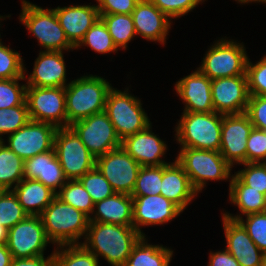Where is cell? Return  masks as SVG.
I'll list each match as a JSON object with an SVG mask.
<instances>
[{
  "mask_svg": "<svg viewBox=\"0 0 266 266\" xmlns=\"http://www.w3.org/2000/svg\"><path fill=\"white\" fill-rule=\"evenodd\" d=\"M169 18L181 17L194 9L204 0H150Z\"/></svg>",
  "mask_w": 266,
  "mask_h": 266,
  "instance_id": "f6af8a7d",
  "label": "cell"
},
{
  "mask_svg": "<svg viewBox=\"0 0 266 266\" xmlns=\"http://www.w3.org/2000/svg\"><path fill=\"white\" fill-rule=\"evenodd\" d=\"M246 114L254 128L266 131V96L250 95Z\"/></svg>",
  "mask_w": 266,
  "mask_h": 266,
  "instance_id": "bcb514c9",
  "label": "cell"
},
{
  "mask_svg": "<svg viewBox=\"0 0 266 266\" xmlns=\"http://www.w3.org/2000/svg\"><path fill=\"white\" fill-rule=\"evenodd\" d=\"M88 45L95 52L105 54L118 51L104 22L99 18L85 33L84 38L75 47Z\"/></svg>",
  "mask_w": 266,
  "mask_h": 266,
  "instance_id": "836d02e7",
  "label": "cell"
},
{
  "mask_svg": "<svg viewBox=\"0 0 266 266\" xmlns=\"http://www.w3.org/2000/svg\"><path fill=\"white\" fill-rule=\"evenodd\" d=\"M106 25L115 46L126 49L127 44L136 36L131 14H99Z\"/></svg>",
  "mask_w": 266,
  "mask_h": 266,
  "instance_id": "4dcf8cb0",
  "label": "cell"
},
{
  "mask_svg": "<svg viewBox=\"0 0 266 266\" xmlns=\"http://www.w3.org/2000/svg\"><path fill=\"white\" fill-rule=\"evenodd\" d=\"M57 127L45 122L30 120L8 136V148L26 160L54 149Z\"/></svg>",
  "mask_w": 266,
  "mask_h": 266,
  "instance_id": "5bb4252c",
  "label": "cell"
},
{
  "mask_svg": "<svg viewBox=\"0 0 266 266\" xmlns=\"http://www.w3.org/2000/svg\"><path fill=\"white\" fill-rule=\"evenodd\" d=\"M97 208L95 217L89 221L111 223L114 225L133 226V200L131 195L114 193L94 204Z\"/></svg>",
  "mask_w": 266,
  "mask_h": 266,
  "instance_id": "484cf974",
  "label": "cell"
},
{
  "mask_svg": "<svg viewBox=\"0 0 266 266\" xmlns=\"http://www.w3.org/2000/svg\"><path fill=\"white\" fill-rule=\"evenodd\" d=\"M13 256L6 244H0V266H10Z\"/></svg>",
  "mask_w": 266,
  "mask_h": 266,
  "instance_id": "f907efd6",
  "label": "cell"
},
{
  "mask_svg": "<svg viewBox=\"0 0 266 266\" xmlns=\"http://www.w3.org/2000/svg\"><path fill=\"white\" fill-rule=\"evenodd\" d=\"M229 186L230 201L242 215L266 212V195L245 185L236 175H232Z\"/></svg>",
  "mask_w": 266,
  "mask_h": 266,
  "instance_id": "83f0119b",
  "label": "cell"
},
{
  "mask_svg": "<svg viewBox=\"0 0 266 266\" xmlns=\"http://www.w3.org/2000/svg\"><path fill=\"white\" fill-rule=\"evenodd\" d=\"M25 101L30 120L67 127L65 87L27 86Z\"/></svg>",
  "mask_w": 266,
  "mask_h": 266,
  "instance_id": "30bf717a",
  "label": "cell"
},
{
  "mask_svg": "<svg viewBox=\"0 0 266 266\" xmlns=\"http://www.w3.org/2000/svg\"><path fill=\"white\" fill-rule=\"evenodd\" d=\"M99 14H132L139 0H96Z\"/></svg>",
  "mask_w": 266,
  "mask_h": 266,
  "instance_id": "7dc6e473",
  "label": "cell"
},
{
  "mask_svg": "<svg viewBox=\"0 0 266 266\" xmlns=\"http://www.w3.org/2000/svg\"><path fill=\"white\" fill-rule=\"evenodd\" d=\"M223 114L216 112H183L176 127L177 141L182 147L220 150Z\"/></svg>",
  "mask_w": 266,
  "mask_h": 266,
  "instance_id": "277c9868",
  "label": "cell"
},
{
  "mask_svg": "<svg viewBox=\"0 0 266 266\" xmlns=\"http://www.w3.org/2000/svg\"><path fill=\"white\" fill-rule=\"evenodd\" d=\"M70 127L95 158L121 146V140L105 111L74 122Z\"/></svg>",
  "mask_w": 266,
  "mask_h": 266,
  "instance_id": "8fae6325",
  "label": "cell"
},
{
  "mask_svg": "<svg viewBox=\"0 0 266 266\" xmlns=\"http://www.w3.org/2000/svg\"><path fill=\"white\" fill-rule=\"evenodd\" d=\"M78 180L89 193L94 204L115 193L111 184L96 166Z\"/></svg>",
  "mask_w": 266,
  "mask_h": 266,
  "instance_id": "74e56055",
  "label": "cell"
},
{
  "mask_svg": "<svg viewBox=\"0 0 266 266\" xmlns=\"http://www.w3.org/2000/svg\"><path fill=\"white\" fill-rule=\"evenodd\" d=\"M27 216L28 213L20 205L13 190H2L0 193V224L9 230Z\"/></svg>",
  "mask_w": 266,
  "mask_h": 266,
  "instance_id": "e575fe53",
  "label": "cell"
},
{
  "mask_svg": "<svg viewBox=\"0 0 266 266\" xmlns=\"http://www.w3.org/2000/svg\"><path fill=\"white\" fill-rule=\"evenodd\" d=\"M56 197L62 202L82 211L89 218L91 217L90 214L95 212L91 196L78 179L67 180V182L56 193Z\"/></svg>",
  "mask_w": 266,
  "mask_h": 266,
  "instance_id": "1f68e13d",
  "label": "cell"
},
{
  "mask_svg": "<svg viewBox=\"0 0 266 266\" xmlns=\"http://www.w3.org/2000/svg\"><path fill=\"white\" fill-rule=\"evenodd\" d=\"M132 19L136 35L151 41L165 43L170 29V18L150 0H139L133 10Z\"/></svg>",
  "mask_w": 266,
  "mask_h": 266,
  "instance_id": "44dd1931",
  "label": "cell"
},
{
  "mask_svg": "<svg viewBox=\"0 0 266 266\" xmlns=\"http://www.w3.org/2000/svg\"><path fill=\"white\" fill-rule=\"evenodd\" d=\"M20 21L46 51L72 50L75 47L68 41L53 9H43L35 4L22 1Z\"/></svg>",
  "mask_w": 266,
  "mask_h": 266,
  "instance_id": "52a82bcc",
  "label": "cell"
},
{
  "mask_svg": "<svg viewBox=\"0 0 266 266\" xmlns=\"http://www.w3.org/2000/svg\"><path fill=\"white\" fill-rule=\"evenodd\" d=\"M237 1H239L240 3H248V2H256V1L266 3V0H237Z\"/></svg>",
  "mask_w": 266,
  "mask_h": 266,
  "instance_id": "f5cc1de1",
  "label": "cell"
},
{
  "mask_svg": "<svg viewBox=\"0 0 266 266\" xmlns=\"http://www.w3.org/2000/svg\"><path fill=\"white\" fill-rule=\"evenodd\" d=\"M249 60L246 66L249 95L266 96V56L254 65Z\"/></svg>",
  "mask_w": 266,
  "mask_h": 266,
  "instance_id": "b9f144b4",
  "label": "cell"
},
{
  "mask_svg": "<svg viewBox=\"0 0 266 266\" xmlns=\"http://www.w3.org/2000/svg\"><path fill=\"white\" fill-rule=\"evenodd\" d=\"M253 124L246 113L223 115L220 154L233 163H246L247 139Z\"/></svg>",
  "mask_w": 266,
  "mask_h": 266,
  "instance_id": "9a60e30c",
  "label": "cell"
},
{
  "mask_svg": "<svg viewBox=\"0 0 266 266\" xmlns=\"http://www.w3.org/2000/svg\"><path fill=\"white\" fill-rule=\"evenodd\" d=\"M18 80L26 77L0 80V109L22 105L26 100L27 85H19Z\"/></svg>",
  "mask_w": 266,
  "mask_h": 266,
  "instance_id": "ab89813d",
  "label": "cell"
},
{
  "mask_svg": "<svg viewBox=\"0 0 266 266\" xmlns=\"http://www.w3.org/2000/svg\"><path fill=\"white\" fill-rule=\"evenodd\" d=\"M99 76H82L65 87L67 127L79 120L105 111L107 95L112 88Z\"/></svg>",
  "mask_w": 266,
  "mask_h": 266,
  "instance_id": "7a4b0ae2",
  "label": "cell"
},
{
  "mask_svg": "<svg viewBox=\"0 0 266 266\" xmlns=\"http://www.w3.org/2000/svg\"><path fill=\"white\" fill-rule=\"evenodd\" d=\"M46 235L50 242L59 245L80 244L77 242L86 236L89 217L73 206L55 197L40 214Z\"/></svg>",
  "mask_w": 266,
  "mask_h": 266,
  "instance_id": "3957f363",
  "label": "cell"
},
{
  "mask_svg": "<svg viewBox=\"0 0 266 266\" xmlns=\"http://www.w3.org/2000/svg\"><path fill=\"white\" fill-rule=\"evenodd\" d=\"M213 107L223 115L246 113L249 92L246 75L211 80Z\"/></svg>",
  "mask_w": 266,
  "mask_h": 266,
  "instance_id": "2e32d148",
  "label": "cell"
},
{
  "mask_svg": "<svg viewBox=\"0 0 266 266\" xmlns=\"http://www.w3.org/2000/svg\"><path fill=\"white\" fill-rule=\"evenodd\" d=\"M54 149L67 180L79 179L96 165V158L71 127L57 129Z\"/></svg>",
  "mask_w": 266,
  "mask_h": 266,
  "instance_id": "ba28073f",
  "label": "cell"
},
{
  "mask_svg": "<svg viewBox=\"0 0 266 266\" xmlns=\"http://www.w3.org/2000/svg\"><path fill=\"white\" fill-rule=\"evenodd\" d=\"M161 183L162 165L141 167L131 196L160 195Z\"/></svg>",
  "mask_w": 266,
  "mask_h": 266,
  "instance_id": "8d00e7d4",
  "label": "cell"
},
{
  "mask_svg": "<svg viewBox=\"0 0 266 266\" xmlns=\"http://www.w3.org/2000/svg\"><path fill=\"white\" fill-rule=\"evenodd\" d=\"M20 53L2 44L0 39V80L21 78L24 76V66Z\"/></svg>",
  "mask_w": 266,
  "mask_h": 266,
  "instance_id": "60d3db41",
  "label": "cell"
},
{
  "mask_svg": "<svg viewBox=\"0 0 266 266\" xmlns=\"http://www.w3.org/2000/svg\"><path fill=\"white\" fill-rule=\"evenodd\" d=\"M223 216L238 221L247 231L252 241L266 254V212L245 215L246 222L240 215L232 216V214L224 213Z\"/></svg>",
  "mask_w": 266,
  "mask_h": 266,
  "instance_id": "d590c367",
  "label": "cell"
},
{
  "mask_svg": "<svg viewBox=\"0 0 266 266\" xmlns=\"http://www.w3.org/2000/svg\"><path fill=\"white\" fill-rule=\"evenodd\" d=\"M141 236L133 226L89 221L86 240L81 244L112 266H124Z\"/></svg>",
  "mask_w": 266,
  "mask_h": 266,
  "instance_id": "6da1fadb",
  "label": "cell"
},
{
  "mask_svg": "<svg viewBox=\"0 0 266 266\" xmlns=\"http://www.w3.org/2000/svg\"><path fill=\"white\" fill-rule=\"evenodd\" d=\"M133 227L142 235L140 225H159L175 219L183 212L163 195L132 196Z\"/></svg>",
  "mask_w": 266,
  "mask_h": 266,
  "instance_id": "e0dca14e",
  "label": "cell"
},
{
  "mask_svg": "<svg viewBox=\"0 0 266 266\" xmlns=\"http://www.w3.org/2000/svg\"><path fill=\"white\" fill-rule=\"evenodd\" d=\"M8 229L0 224V244H6Z\"/></svg>",
  "mask_w": 266,
  "mask_h": 266,
  "instance_id": "816d5d0a",
  "label": "cell"
},
{
  "mask_svg": "<svg viewBox=\"0 0 266 266\" xmlns=\"http://www.w3.org/2000/svg\"><path fill=\"white\" fill-rule=\"evenodd\" d=\"M173 251L159 245H150L141 236L124 266H169Z\"/></svg>",
  "mask_w": 266,
  "mask_h": 266,
  "instance_id": "f1b7e54d",
  "label": "cell"
},
{
  "mask_svg": "<svg viewBox=\"0 0 266 266\" xmlns=\"http://www.w3.org/2000/svg\"><path fill=\"white\" fill-rule=\"evenodd\" d=\"M266 162V131L254 128L247 139L246 163Z\"/></svg>",
  "mask_w": 266,
  "mask_h": 266,
  "instance_id": "ee69618b",
  "label": "cell"
},
{
  "mask_svg": "<svg viewBox=\"0 0 266 266\" xmlns=\"http://www.w3.org/2000/svg\"><path fill=\"white\" fill-rule=\"evenodd\" d=\"M24 179V160L0 141V188L13 189Z\"/></svg>",
  "mask_w": 266,
  "mask_h": 266,
  "instance_id": "f546056e",
  "label": "cell"
},
{
  "mask_svg": "<svg viewBox=\"0 0 266 266\" xmlns=\"http://www.w3.org/2000/svg\"><path fill=\"white\" fill-rule=\"evenodd\" d=\"M24 179H35L57 193L67 178L57 158L55 149L24 160Z\"/></svg>",
  "mask_w": 266,
  "mask_h": 266,
  "instance_id": "cb8c5ba5",
  "label": "cell"
},
{
  "mask_svg": "<svg viewBox=\"0 0 266 266\" xmlns=\"http://www.w3.org/2000/svg\"><path fill=\"white\" fill-rule=\"evenodd\" d=\"M141 105V101L130 95L128 91L110 89L106 98L105 112L121 141L151 125Z\"/></svg>",
  "mask_w": 266,
  "mask_h": 266,
  "instance_id": "8992f818",
  "label": "cell"
},
{
  "mask_svg": "<svg viewBox=\"0 0 266 266\" xmlns=\"http://www.w3.org/2000/svg\"><path fill=\"white\" fill-rule=\"evenodd\" d=\"M30 121L26 101L19 106L0 109V141L2 134H12Z\"/></svg>",
  "mask_w": 266,
  "mask_h": 266,
  "instance_id": "f35d334b",
  "label": "cell"
},
{
  "mask_svg": "<svg viewBox=\"0 0 266 266\" xmlns=\"http://www.w3.org/2000/svg\"><path fill=\"white\" fill-rule=\"evenodd\" d=\"M175 89L186 104L183 112H215L211 92V79L199 69L179 80L175 84Z\"/></svg>",
  "mask_w": 266,
  "mask_h": 266,
  "instance_id": "ac0fdd59",
  "label": "cell"
},
{
  "mask_svg": "<svg viewBox=\"0 0 266 266\" xmlns=\"http://www.w3.org/2000/svg\"><path fill=\"white\" fill-rule=\"evenodd\" d=\"M95 166L115 193L132 194L141 165L121 146L96 158Z\"/></svg>",
  "mask_w": 266,
  "mask_h": 266,
  "instance_id": "4fadbf2b",
  "label": "cell"
},
{
  "mask_svg": "<svg viewBox=\"0 0 266 266\" xmlns=\"http://www.w3.org/2000/svg\"><path fill=\"white\" fill-rule=\"evenodd\" d=\"M223 226L227 241L225 248L240 266H262L264 253L252 241L243 226L235 220L223 216Z\"/></svg>",
  "mask_w": 266,
  "mask_h": 266,
  "instance_id": "ffe728a7",
  "label": "cell"
},
{
  "mask_svg": "<svg viewBox=\"0 0 266 266\" xmlns=\"http://www.w3.org/2000/svg\"><path fill=\"white\" fill-rule=\"evenodd\" d=\"M59 247L61 248L59 251L57 249L53 252V266H99V258L82 244L60 245Z\"/></svg>",
  "mask_w": 266,
  "mask_h": 266,
  "instance_id": "d6a6232c",
  "label": "cell"
},
{
  "mask_svg": "<svg viewBox=\"0 0 266 266\" xmlns=\"http://www.w3.org/2000/svg\"><path fill=\"white\" fill-rule=\"evenodd\" d=\"M262 266H266V254L264 255V260H263V265Z\"/></svg>",
  "mask_w": 266,
  "mask_h": 266,
  "instance_id": "db71d44e",
  "label": "cell"
},
{
  "mask_svg": "<svg viewBox=\"0 0 266 266\" xmlns=\"http://www.w3.org/2000/svg\"><path fill=\"white\" fill-rule=\"evenodd\" d=\"M150 128L151 125L125 138L121 141V147L131 155L141 167L170 164L161 159L167 150V145L152 133Z\"/></svg>",
  "mask_w": 266,
  "mask_h": 266,
  "instance_id": "d6986e66",
  "label": "cell"
},
{
  "mask_svg": "<svg viewBox=\"0 0 266 266\" xmlns=\"http://www.w3.org/2000/svg\"><path fill=\"white\" fill-rule=\"evenodd\" d=\"M13 187V192L28 215H40L56 197L54 191L35 179H23Z\"/></svg>",
  "mask_w": 266,
  "mask_h": 266,
  "instance_id": "4316f807",
  "label": "cell"
},
{
  "mask_svg": "<svg viewBox=\"0 0 266 266\" xmlns=\"http://www.w3.org/2000/svg\"><path fill=\"white\" fill-rule=\"evenodd\" d=\"M176 161L184 168L197 193L205 187L207 180L232 177V166L218 151L182 147Z\"/></svg>",
  "mask_w": 266,
  "mask_h": 266,
  "instance_id": "5b68a950",
  "label": "cell"
},
{
  "mask_svg": "<svg viewBox=\"0 0 266 266\" xmlns=\"http://www.w3.org/2000/svg\"><path fill=\"white\" fill-rule=\"evenodd\" d=\"M44 255L32 258H13L10 266H53V253L47 259Z\"/></svg>",
  "mask_w": 266,
  "mask_h": 266,
  "instance_id": "681fc988",
  "label": "cell"
},
{
  "mask_svg": "<svg viewBox=\"0 0 266 266\" xmlns=\"http://www.w3.org/2000/svg\"><path fill=\"white\" fill-rule=\"evenodd\" d=\"M246 54L243 44L221 39L207 51L199 70L211 80L246 75Z\"/></svg>",
  "mask_w": 266,
  "mask_h": 266,
  "instance_id": "9c48e42d",
  "label": "cell"
},
{
  "mask_svg": "<svg viewBox=\"0 0 266 266\" xmlns=\"http://www.w3.org/2000/svg\"><path fill=\"white\" fill-rule=\"evenodd\" d=\"M245 169L236 172V176L247 186L266 195V164L244 163Z\"/></svg>",
  "mask_w": 266,
  "mask_h": 266,
  "instance_id": "7bdbcfd3",
  "label": "cell"
},
{
  "mask_svg": "<svg viewBox=\"0 0 266 266\" xmlns=\"http://www.w3.org/2000/svg\"><path fill=\"white\" fill-rule=\"evenodd\" d=\"M161 195L170 200L182 211L197 195L184 168L175 160L162 165Z\"/></svg>",
  "mask_w": 266,
  "mask_h": 266,
  "instance_id": "d4e9b609",
  "label": "cell"
},
{
  "mask_svg": "<svg viewBox=\"0 0 266 266\" xmlns=\"http://www.w3.org/2000/svg\"><path fill=\"white\" fill-rule=\"evenodd\" d=\"M68 41L76 47L85 33L100 18L96 5H78L53 9Z\"/></svg>",
  "mask_w": 266,
  "mask_h": 266,
  "instance_id": "7402d4cb",
  "label": "cell"
},
{
  "mask_svg": "<svg viewBox=\"0 0 266 266\" xmlns=\"http://www.w3.org/2000/svg\"><path fill=\"white\" fill-rule=\"evenodd\" d=\"M49 241L40 215H28L8 230L6 246L13 258H32L44 255Z\"/></svg>",
  "mask_w": 266,
  "mask_h": 266,
  "instance_id": "7c38bea8",
  "label": "cell"
},
{
  "mask_svg": "<svg viewBox=\"0 0 266 266\" xmlns=\"http://www.w3.org/2000/svg\"><path fill=\"white\" fill-rule=\"evenodd\" d=\"M208 266H240L238 261L226 249L210 253Z\"/></svg>",
  "mask_w": 266,
  "mask_h": 266,
  "instance_id": "c3c4849f",
  "label": "cell"
},
{
  "mask_svg": "<svg viewBox=\"0 0 266 266\" xmlns=\"http://www.w3.org/2000/svg\"><path fill=\"white\" fill-rule=\"evenodd\" d=\"M28 86L66 87V67L61 51H41L28 77Z\"/></svg>",
  "mask_w": 266,
  "mask_h": 266,
  "instance_id": "603a6c76",
  "label": "cell"
}]
</instances>
